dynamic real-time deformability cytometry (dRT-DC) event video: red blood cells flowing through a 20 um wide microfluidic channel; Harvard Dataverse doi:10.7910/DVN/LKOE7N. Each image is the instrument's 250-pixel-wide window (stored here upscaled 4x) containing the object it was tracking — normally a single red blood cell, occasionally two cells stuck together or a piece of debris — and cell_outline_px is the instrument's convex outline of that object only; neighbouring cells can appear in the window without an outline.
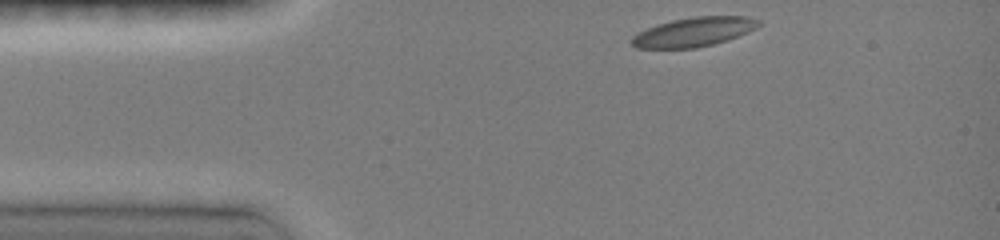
{"species": "common noctule bat (a hibernating species)", "species_latin": "Nyctalus noctula", "temperature_condition": "room temperature", "stored_images_in_passage": 35, "camera_frame_rate_fps": 3000, "um_per_image_px": 0.085, "animal": {"sex": "female", "body_mass_g": 19.0, "forearm_length_mm": 51.5}, "frame": {"image": 1, "passage_image": 1, "time_ms": 0.0, "image_size_px": [1000, 240], "cell_outline_px": [[760, 24], [756, 28], [748, 32], [728, 40], [696, 48], [636, 48], [628, 40], [636, 32], [656, 24], [672, 20], [696, 16], [748, 16], [760, 20]], "centroid_in_image_um": [58.94, 2.71], "position_along_channel_um": 26.1, "area_um2": 21.85}}
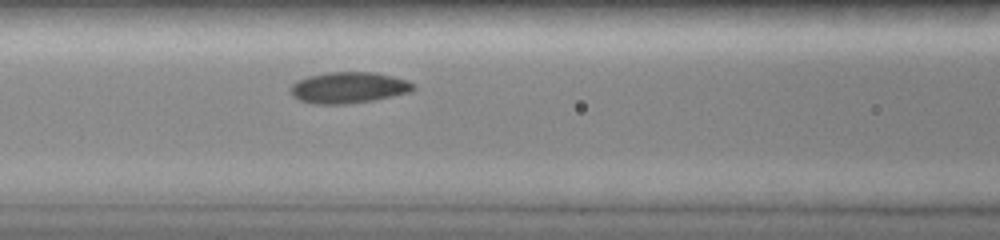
{"frame": {"image": 2, "passage_image": 13, "time_ms": 4.0, "image_size_px": [1000, 240], "cell_outline_px": [[416, 88], [412, 92], [372, 100], [348, 104], [312, 104], [300, 100], [292, 96], [292, 84], [296, 80], [308, 76], [328, 72], [372, 72], [392, 76], [408, 80]], "centroid_in_image_um": [29.63, 7.45], "position_along_channel_um": 137.0, "area_um2": 22.31}}
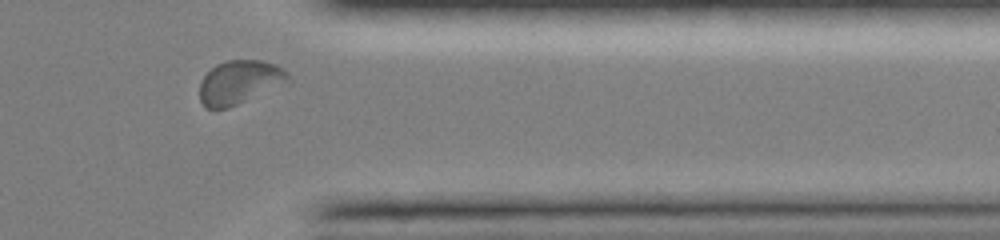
{"frame": {"image": 3, "passage_image": 32, "time_ms": 10.333, "image_size_px": [1000, 240], "cell_outline_px": [[292, 80], [288, 84], [228, 108], [204, 108], [200, 100], [200, 80], [216, 64], [228, 60], [260, 60], [276, 64], [284, 68], [288, 72]], "centroid_in_image_um": [20.42, 6.99], "position_along_channel_um": 391.0, "area_um2": 22.95}, "authors_computed_cell_mechanics": {"area_um2": 21.964, "velocity_mm_per_s": 4.0186, "shape_relaxation_time_tau1_ms": 2.5885, "shape_relaxation_time_tau2_ms": 2.823, "deformation_change_tau1": 0.0838, "deformation_change_tau2": 0.0503}}